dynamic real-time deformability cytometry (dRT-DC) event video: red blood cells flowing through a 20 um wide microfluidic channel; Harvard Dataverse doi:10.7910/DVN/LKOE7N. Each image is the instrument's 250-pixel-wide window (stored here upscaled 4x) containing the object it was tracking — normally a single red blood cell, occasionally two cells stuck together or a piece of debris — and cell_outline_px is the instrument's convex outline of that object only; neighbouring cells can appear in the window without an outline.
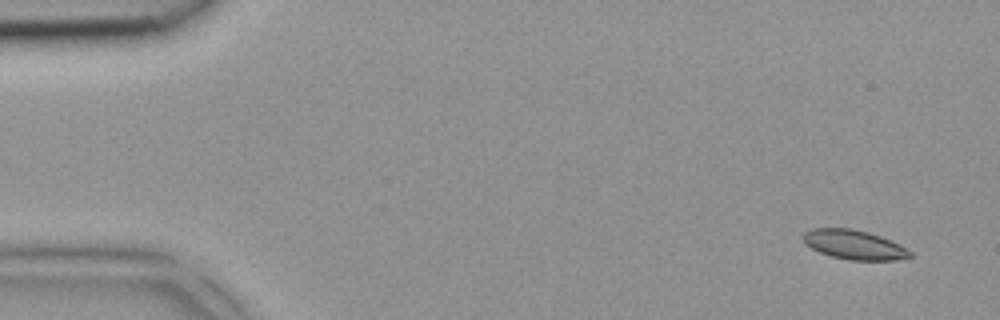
{"species": "common noctule bat (a hibernating species)", "species_latin": "Nyctalus noctula", "temperature_condition": "room temperature", "stored_images_in_passage": 4, "camera_frame_rate_fps": 3000, "um_per_image_px": 0.085, "animal": {"sex": "female", "body_mass_g": 18.4}, "frame": {"image": 1, "passage_image": 1, "time_ms": 0.0, "image_size_px": [1000, 320], "cell_outline_px": [[912, 256], [896, 260], [848, 260], [832, 256], [820, 252], [804, 244], [804, 232], [812, 228], [852, 228], [868, 232], [880, 236], [912, 252]], "centroid_in_image_um": [72.56, 20.8], "position_along_channel_um": 12.4, "area_um2": 18.03}}
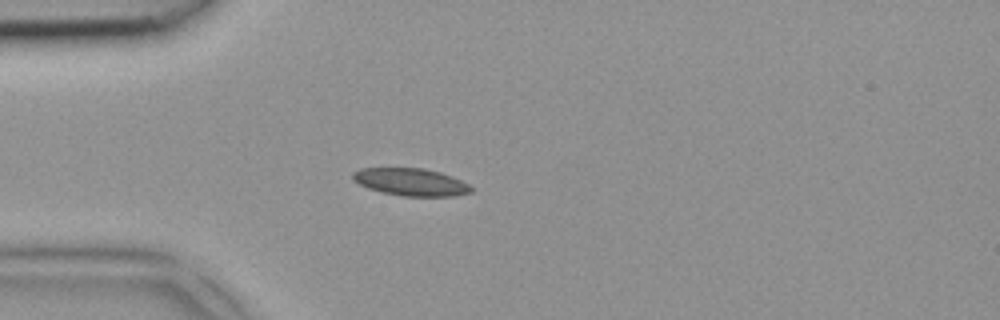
{"frame": {"image": 2, "passage_image": 4, "time_ms": 1.0, "image_size_px": [1000, 320], "cell_outline_px": [[472, 192], [456, 196], [404, 196], [384, 192], [368, 188], [352, 180], [352, 172], [360, 168], [424, 168], [440, 172], [452, 176], [468, 184], [472, 188]], "centroid_in_image_um": [34.92, 15.46], "position_along_channel_um": 50.1, "area_um2": 18.9}}